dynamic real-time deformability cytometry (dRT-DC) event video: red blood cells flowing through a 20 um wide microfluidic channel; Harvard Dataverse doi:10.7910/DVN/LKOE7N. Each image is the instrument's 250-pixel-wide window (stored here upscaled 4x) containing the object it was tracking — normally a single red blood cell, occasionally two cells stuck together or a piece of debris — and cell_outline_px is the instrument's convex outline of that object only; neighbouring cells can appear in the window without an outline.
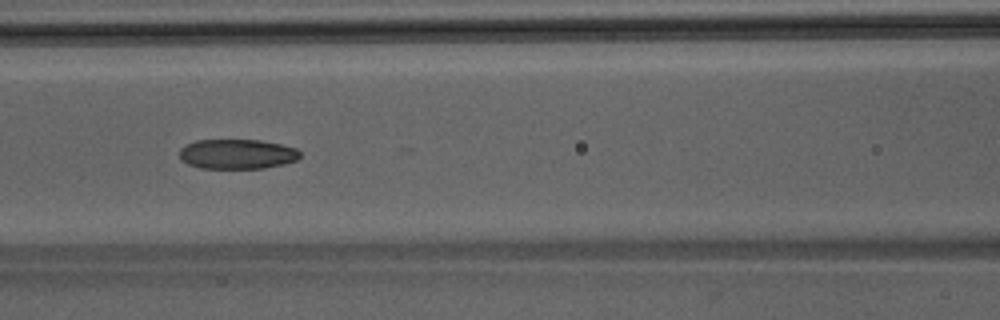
{"species": "Egyptian fruit bat (a non-hibernating species)", "species_latin": "Rousettus aegyptiacus", "temperature_condition": "room temperature", "stored_images_in_passage": 9, "camera_frame_rate_fps": 3000, "um_per_image_px": 0.085, "animal": {"sex": "male"}, "frame": {"image": 1, "passage_image": 7, "time_ms": 2.0, "image_size_px": [1000, 320], "cell_outline_px": [[300, 156], [296, 160], [284, 164], [264, 168], [200, 168], [188, 164], [180, 160], [180, 148], [196, 140], [260, 140], [280, 144], [296, 148], [300, 152]], "centroid_in_image_um": [20.15, 13.09], "position_along_channel_um": 146.4, "area_um2": 20.92}}